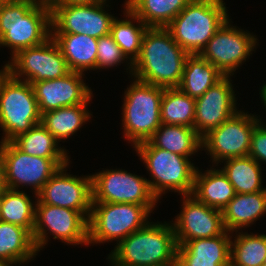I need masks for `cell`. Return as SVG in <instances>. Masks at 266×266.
<instances>
[{
    "label": "cell",
    "instance_id": "30",
    "mask_svg": "<svg viewBox=\"0 0 266 266\" xmlns=\"http://www.w3.org/2000/svg\"><path fill=\"white\" fill-rule=\"evenodd\" d=\"M221 168L233 185L236 194H248L266 190L262 185L261 165L249 155L230 158Z\"/></svg>",
    "mask_w": 266,
    "mask_h": 266
},
{
    "label": "cell",
    "instance_id": "37",
    "mask_svg": "<svg viewBox=\"0 0 266 266\" xmlns=\"http://www.w3.org/2000/svg\"><path fill=\"white\" fill-rule=\"evenodd\" d=\"M106 0H54L50 5L98 4Z\"/></svg>",
    "mask_w": 266,
    "mask_h": 266
},
{
    "label": "cell",
    "instance_id": "13",
    "mask_svg": "<svg viewBox=\"0 0 266 266\" xmlns=\"http://www.w3.org/2000/svg\"><path fill=\"white\" fill-rule=\"evenodd\" d=\"M260 120L257 115L255 117L239 110L218 128L202 137V149L207 150L216 166L230 158L248 156L251 135Z\"/></svg>",
    "mask_w": 266,
    "mask_h": 266
},
{
    "label": "cell",
    "instance_id": "25",
    "mask_svg": "<svg viewBox=\"0 0 266 266\" xmlns=\"http://www.w3.org/2000/svg\"><path fill=\"white\" fill-rule=\"evenodd\" d=\"M201 140L192 127L161 124L148 141L154 147L189 158L202 149Z\"/></svg>",
    "mask_w": 266,
    "mask_h": 266
},
{
    "label": "cell",
    "instance_id": "28",
    "mask_svg": "<svg viewBox=\"0 0 266 266\" xmlns=\"http://www.w3.org/2000/svg\"><path fill=\"white\" fill-rule=\"evenodd\" d=\"M87 104L61 107L57 110L42 113L41 124L57 141L67 139L91 118L92 114L89 110L87 111Z\"/></svg>",
    "mask_w": 266,
    "mask_h": 266
},
{
    "label": "cell",
    "instance_id": "4",
    "mask_svg": "<svg viewBox=\"0 0 266 266\" xmlns=\"http://www.w3.org/2000/svg\"><path fill=\"white\" fill-rule=\"evenodd\" d=\"M223 0H191L166 26L173 39L189 54H200L229 18Z\"/></svg>",
    "mask_w": 266,
    "mask_h": 266
},
{
    "label": "cell",
    "instance_id": "10",
    "mask_svg": "<svg viewBox=\"0 0 266 266\" xmlns=\"http://www.w3.org/2000/svg\"><path fill=\"white\" fill-rule=\"evenodd\" d=\"M32 238L37 252L47 244V231L69 245L88 244V219L79 211L47 204H35Z\"/></svg>",
    "mask_w": 266,
    "mask_h": 266
},
{
    "label": "cell",
    "instance_id": "29",
    "mask_svg": "<svg viewBox=\"0 0 266 266\" xmlns=\"http://www.w3.org/2000/svg\"><path fill=\"white\" fill-rule=\"evenodd\" d=\"M124 10L126 12L124 15H126L128 20L115 18L111 25L110 35L129 59L128 61L130 62L127 65L130 68V74H132L133 63L140 55L142 40L148 26L139 17L130 12L129 9L125 7ZM133 21L137 22V24H133Z\"/></svg>",
    "mask_w": 266,
    "mask_h": 266
},
{
    "label": "cell",
    "instance_id": "36",
    "mask_svg": "<svg viewBox=\"0 0 266 266\" xmlns=\"http://www.w3.org/2000/svg\"><path fill=\"white\" fill-rule=\"evenodd\" d=\"M248 155L258 163L266 162V125L261 121L254 127Z\"/></svg>",
    "mask_w": 266,
    "mask_h": 266
},
{
    "label": "cell",
    "instance_id": "26",
    "mask_svg": "<svg viewBox=\"0 0 266 266\" xmlns=\"http://www.w3.org/2000/svg\"><path fill=\"white\" fill-rule=\"evenodd\" d=\"M35 255L32 234L22 226L0 220V259L16 265L29 262Z\"/></svg>",
    "mask_w": 266,
    "mask_h": 266
},
{
    "label": "cell",
    "instance_id": "11",
    "mask_svg": "<svg viewBox=\"0 0 266 266\" xmlns=\"http://www.w3.org/2000/svg\"><path fill=\"white\" fill-rule=\"evenodd\" d=\"M10 60L4 69L14 78L29 83L61 78L70 72L52 37L38 46L19 50Z\"/></svg>",
    "mask_w": 266,
    "mask_h": 266
},
{
    "label": "cell",
    "instance_id": "41",
    "mask_svg": "<svg viewBox=\"0 0 266 266\" xmlns=\"http://www.w3.org/2000/svg\"><path fill=\"white\" fill-rule=\"evenodd\" d=\"M6 1H28V2H36V3H40V0H6Z\"/></svg>",
    "mask_w": 266,
    "mask_h": 266
},
{
    "label": "cell",
    "instance_id": "5",
    "mask_svg": "<svg viewBox=\"0 0 266 266\" xmlns=\"http://www.w3.org/2000/svg\"><path fill=\"white\" fill-rule=\"evenodd\" d=\"M41 113L33 86L0 70V127L5 134L1 142H11L41 123Z\"/></svg>",
    "mask_w": 266,
    "mask_h": 266
},
{
    "label": "cell",
    "instance_id": "32",
    "mask_svg": "<svg viewBox=\"0 0 266 266\" xmlns=\"http://www.w3.org/2000/svg\"><path fill=\"white\" fill-rule=\"evenodd\" d=\"M161 124L192 127L195 116V98L178 87L164 88L161 98Z\"/></svg>",
    "mask_w": 266,
    "mask_h": 266
},
{
    "label": "cell",
    "instance_id": "1",
    "mask_svg": "<svg viewBox=\"0 0 266 266\" xmlns=\"http://www.w3.org/2000/svg\"><path fill=\"white\" fill-rule=\"evenodd\" d=\"M188 55L166 27H148L132 75L155 86L178 87Z\"/></svg>",
    "mask_w": 266,
    "mask_h": 266
},
{
    "label": "cell",
    "instance_id": "12",
    "mask_svg": "<svg viewBox=\"0 0 266 266\" xmlns=\"http://www.w3.org/2000/svg\"><path fill=\"white\" fill-rule=\"evenodd\" d=\"M92 202L140 204L152 212L158 199L146 178L107 169L92 175Z\"/></svg>",
    "mask_w": 266,
    "mask_h": 266
},
{
    "label": "cell",
    "instance_id": "39",
    "mask_svg": "<svg viewBox=\"0 0 266 266\" xmlns=\"http://www.w3.org/2000/svg\"><path fill=\"white\" fill-rule=\"evenodd\" d=\"M3 188H4V185H3L2 160L0 157V190H2Z\"/></svg>",
    "mask_w": 266,
    "mask_h": 266
},
{
    "label": "cell",
    "instance_id": "3",
    "mask_svg": "<svg viewBox=\"0 0 266 266\" xmlns=\"http://www.w3.org/2000/svg\"><path fill=\"white\" fill-rule=\"evenodd\" d=\"M51 27L50 4L5 0L0 6V46L9 47L12 57L48 40Z\"/></svg>",
    "mask_w": 266,
    "mask_h": 266
},
{
    "label": "cell",
    "instance_id": "8",
    "mask_svg": "<svg viewBox=\"0 0 266 266\" xmlns=\"http://www.w3.org/2000/svg\"><path fill=\"white\" fill-rule=\"evenodd\" d=\"M150 213L146 206L140 204L92 202L88 220V244L112 240L118 244L145 227L149 223Z\"/></svg>",
    "mask_w": 266,
    "mask_h": 266
},
{
    "label": "cell",
    "instance_id": "31",
    "mask_svg": "<svg viewBox=\"0 0 266 266\" xmlns=\"http://www.w3.org/2000/svg\"><path fill=\"white\" fill-rule=\"evenodd\" d=\"M29 195L20 190L3 188L0 200L1 221L34 231L35 207Z\"/></svg>",
    "mask_w": 266,
    "mask_h": 266
},
{
    "label": "cell",
    "instance_id": "33",
    "mask_svg": "<svg viewBox=\"0 0 266 266\" xmlns=\"http://www.w3.org/2000/svg\"><path fill=\"white\" fill-rule=\"evenodd\" d=\"M26 154L43 158H69L65 148L58 146V141L41 124L34 125L26 133L11 141Z\"/></svg>",
    "mask_w": 266,
    "mask_h": 266
},
{
    "label": "cell",
    "instance_id": "2",
    "mask_svg": "<svg viewBox=\"0 0 266 266\" xmlns=\"http://www.w3.org/2000/svg\"><path fill=\"white\" fill-rule=\"evenodd\" d=\"M149 222L122 239L108 259L112 266L176 265L177 242L172 224Z\"/></svg>",
    "mask_w": 266,
    "mask_h": 266
},
{
    "label": "cell",
    "instance_id": "14",
    "mask_svg": "<svg viewBox=\"0 0 266 266\" xmlns=\"http://www.w3.org/2000/svg\"><path fill=\"white\" fill-rule=\"evenodd\" d=\"M249 32L230 25L228 18L208 41L200 55L223 75L232 76L252 54L257 38Z\"/></svg>",
    "mask_w": 266,
    "mask_h": 266
},
{
    "label": "cell",
    "instance_id": "44",
    "mask_svg": "<svg viewBox=\"0 0 266 266\" xmlns=\"http://www.w3.org/2000/svg\"><path fill=\"white\" fill-rule=\"evenodd\" d=\"M5 0H0V6H1V4L4 2Z\"/></svg>",
    "mask_w": 266,
    "mask_h": 266
},
{
    "label": "cell",
    "instance_id": "7",
    "mask_svg": "<svg viewBox=\"0 0 266 266\" xmlns=\"http://www.w3.org/2000/svg\"><path fill=\"white\" fill-rule=\"evenodd\" d=\"M163 87L135 79L124 93L122 125L124 136L133 147L148 141L161 126Z\"/></svg>",
    "mask_w": 266,
    "mask_h": 266
},
{
    "label": "cell",
    "instance_id": "6",
    "mask_svg": "<svg viewBox=\"0 0 266 266\" xmlns=\"http://www.w3.org/2000/svg\"><path fill=\"white\" fill-rule=\"evenodd\" d=\"M133 148L150 171L152 181L148 179V183L158 200L168 190L179 192L182 196L192 194L197 167L188 157L154 147L149 141Z\"/></svg>",
    "mask_w": 266,
    "mask_h": 266
},
{
    "label": "cell",
    "instance_id": "9",
    "mask_svg": "<svg viewBox=\"0 0 266 266\" xmlns=\"http://www.w3.org/2000/svg\"><path fill=\"white\" fill-rule=\"evenodd\" d=\"M3 185L18 190L20 186H31L35 196L43 185L69 158H43L32 156L18 149L12 142H0Z\"/></svg>",
    "mask_w": 266,
    "mask_h": 266
},
{
    "label": "cell",
    "instance_id": "21",
    "mask_svg": "<svg viewBox=\"0 0 266 266\" xmlns=\"http://www.w3.org/2000/svg\"><path fill=\"white\" fill-rule=\"evenodd\" d=\"M70 71L96 70L98 39L84 34L51 33Z\"/></svg>",
    "mask_w": 266,
    "mask_h": 266
},
{
    "label": "cell",
    "instance_id": "15",
    "mask_svg": "<svg viewBox=\"0 0 266 266\" xmlns=\"http://www.w3.org/2000/svg\"><path fill=\"white\" fill-rule=\"evenodd\" d=\"M61 166L37 194L36 204H47L76 210L88 220L92 207V175L77 177Z\"/></svg>",
    "mask_w": 266,
    "mask_h": 266
},
{
    "label": "cell",
    "instance_id": "45",
    "mask_svg": "<svg viewBox=\"0 0 266 266\" xmlns=\"http://www.w3.org/2000/svg\"><path fill=\"white\" fill-rule=\"evenodd\" d=\"M1 192H2V190H0V200H1ZM0 220H1V216H0Z\"/></svg>",
    "mask_w": 266,
    "mask_h": 266
},
{
    "label": "cell",
    "instance_id": "40",
    "mask_svg": "<svg viewBox=\"0 0 266 266\" xmlns=\"http://www.w3.org/2000/svg\"><path fill=\"white\" fill-rule=\"evenodd\" d=\"M0 266H13V265L5 260L0 259Z\"/></svg>",
    "mask_w": 266,
    "mask_h": 266
},
{
    "label": "cell",
    "instance_id": "17",
    "mask_svg": "<svg viewBox=\"0 0 266 266\" xmlns=\"http://www.w3.org/2000/svg\"><path fill=\"white\" fill-rule=\"evenodd\" d=\"M182 198V210L172 223L177 246L194 239L216 237L226 231L221 210L207 206L193 195Z\"/></svg>",
    "mask_w": 266,
    "mask_h": 266
},
{
    "label": "cell",
    "instance_id": "16",
    "mask_svg": "<svg viewBox=\"0 0 266 266\" xmlns=\"http://www.w3.org/2000/svg\"><path fill=\"white\" fill-rule=\"evenodd\" d=\"M106 1L98 4L50 5L51 33L84 34L100 38L110 34L116 18L104 8Z\"/></svg>",
    "mask_w": 266,
    "mask_h": 266
},
{
    "label": "cell",
    "instance_id": "35",
    "mask_svg": "<svg viewBox=\"0 0 266 266\" xmlns=\"http://www.w3.org/2000/svg\"><path fill=\"white\" fill-rule=\"evenodd\" d=\"M126 62L128 58L122 52L118 44L113 40L112 36L106 35L98 38L97 43V58H96V70L106 69L119 65L123 61Z\"/></svg>",
    "mask_w": 266,
    "mask_h": 266
},
{
    "label": "cell",
    "instance_id": "38",
    "mask_svg": "<svg viewBox=\"0 0 266 266\" xmlns=\"http://www.w3.org/2000/svg\"><path fill=\"white\" fill-rule=\"evenodd\" d=\"M260 94H261L260 96L262 98V101L264 103V106H266V84L263 85V87L261 88Z\"/></svg>",
    "mask_w": 266,
    "mask_h": 266
},
{
    "label": "cell",
    "instance_id": "18",
    "mask_svg": "<svg viewBox=\"0 0 266 266\" xmlns=\"http://www.w3.org/2000/svg\"><path fill=\"white\" fill-rule=\"evenodd\" d=\"M230 79V76H224L195 99L193 128L201 138L239 111Z\"/></svg>",
    "mask_w": 266,
    "mask_h": 266
},
{
    "label": "cell",
    "instance_id": "43",
    "mask_svg": "<svg viewBox=\"0 0 266 266\" xmlns=\"http://www.w3.org/2000/svg\"><path fill=\"white\" fill-rule=\"evenodd\" d=\"M159 266H176V265H159Z\"/></svg>",
    "mask_w": 266,
    "mask_h": 266
},
{
    "label": "cell",
    "instance_id": "23",
    "mask_svg": "<svg viewBox=\"0 0 266 266\" xmlns=\"http://www.w3.org/2000/svg\"><path fill=\"white\" fill-rule=\"evenodd\" d=\"M266 213V190L236 194L222 210L223 222L228 232L236 233ZM238 229V230H237Z\"/></svg>",
    "mask_w": 266,
    "mask_h": 266
},
{
    "label": "cell",
    "instance_id": "34",
    "mask_svg": "<svg viewBox=\"0 0 266 266\" xmlns=\"http://www.w3.org/2000/svg\"><path fill=\"white\" fill-rule=\"evenodd\" d=\"M231 241L230 266H260L266 256V235L239 233Z\"/></svg>",
    "mask_w": 266,
    "mask_h": 266
},
{
    "label": "cell",
    "instance_id": "20",
    "mask_svg": "<svg viewBox=\"0 0 266 266\" xmlns=\"http://www.w3.org/2000/svg\"><path fill=\"white\" fill-rule=\"evenodd\" d=\"M230 232L190 240L177 246L176 266H230Z\"/></svg>",
    "mask_w": 266,
    "mask_h": 266
},
{
    "label": "cell",
    "instance_id": "19",
    "mask_svg": "<svg viewBox=\"0 0 266 266\" xmlns=\"http://www.w3.org/2000/svg\"><path fill=\"white\" fill-rule=\"evenodd\" d=\"M83 76L82 73L70 71L61 78L30 83L33 86L40 113L89 103L93 93L84 83Z\"/></svg>",
    "mask_w": 266,
    "mask_h": 266
},
{
    "label": "cell",
    "instance_id": "22",
    "mask_svg": "<svg viewBox=\"0 0 266 266\" xmlns=\"http://www.w3.org/2000/svg\"><path fill=\"white\" fill-rule=\"evenodd\" d=\"M191 195L207 206L222 211L236 193L221 169L210 168L202 173L197 168Z\"/></svg>",
    "mask_w": 266,
    "mask_h": 266
},
{
    "label": "cell",
    "instance_id": "42",
    "mask_svg": "<svg viewBox=\"0 0 266 266\" xmlns=\"http://www.w3.org/2000/svg\"><path fill=\"white\" fill-rule=\"evenodd\" d=\"M42 3L51 4L54 0H40Z\"/></svg>",
    "mask_w": 266,
    "mask_h": 266
},
{
    "label": "cell",
    "instance_id": "24",
    "mask_svg": "<svg viewBox=\"0 0 266 266\" xmlns=\"http://www.w3.org/2000/svg\"><path fill=\"white\" fill-rule=\"evenodd\" d=\"M224 76L200 54H189L178 88L185 94L196 99L202 96Z\"/></svg>",
    "mask_w": 266,
    "mask_h": 266
},
{
    "label": "cell",
    "instance_id": "27",
    "mask_svg": "<svg viewBox=\"0 0 266 266\" xmlns=\"http://www.w3.org/2000/svg\"><path fill=\"white\" fill-rule=\"evenodd\" d=\"M191 0H127V9L148 27H166Z\"/></svg>",
    "mask_w": 266,
    "mask_h": 266
}]
</instances>
